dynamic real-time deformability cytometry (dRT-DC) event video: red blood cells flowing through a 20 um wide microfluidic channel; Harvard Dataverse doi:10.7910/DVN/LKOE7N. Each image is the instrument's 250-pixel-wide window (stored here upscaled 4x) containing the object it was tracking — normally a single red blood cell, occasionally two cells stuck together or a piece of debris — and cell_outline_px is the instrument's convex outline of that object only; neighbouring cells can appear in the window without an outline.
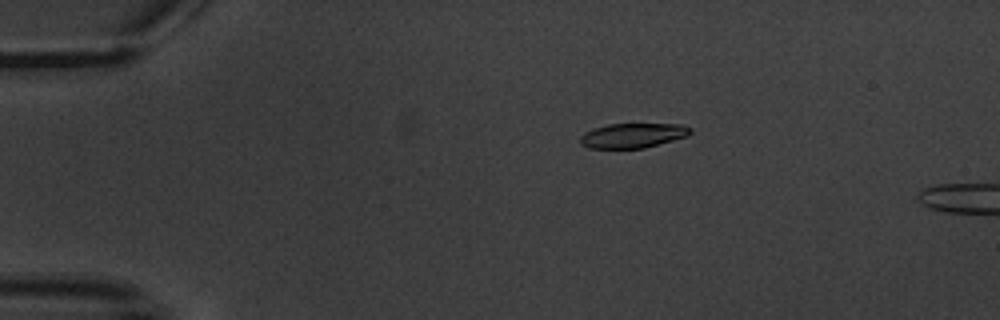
{"species": "common noctule bat (a hibernating species)", "species_latin": "Nyctalus noctula", "temperature_condition": "warm", "stored_images_in_passage": 2, "camera_frame_rate_fps": 3000, "um_per_image_px": 0.085, "animal": {"sex": "male", "body_mass_g": 20.1, "forearm_length_mm": 53.5}, "frame": {"image": 1, "passage_image": 1, "time_ms": 0.0, "image_size_px": [1000, 320], "cell_outline_px": [[692, 132], [688, 136], [644, 148], [588, 148], [580, 144], [580, 136], [584, 132], [592, 128], [608, 124], [684, 124], [692, 128]], "centroid_in_image_um": [53.79, 11.51], "position_along_channel_um": 31.2, "area_um2": 16.01}}